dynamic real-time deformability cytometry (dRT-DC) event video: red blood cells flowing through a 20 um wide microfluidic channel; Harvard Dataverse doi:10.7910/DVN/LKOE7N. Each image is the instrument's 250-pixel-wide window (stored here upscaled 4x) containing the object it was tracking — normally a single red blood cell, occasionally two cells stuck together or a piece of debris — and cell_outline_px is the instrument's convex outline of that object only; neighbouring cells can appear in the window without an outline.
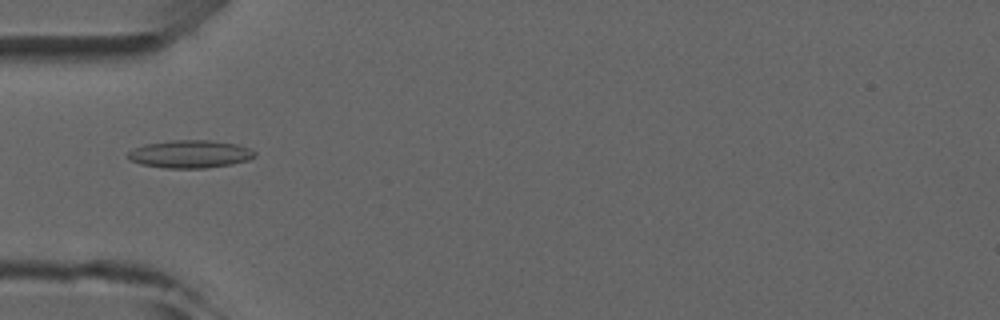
{"species": "common noctule bat (a hibernating species)", "species_latin": "Nyctalus noctula", "temperature_condition": "room temperature", "stored_images_in_passage": 5, "camera_frame_rate_fps": 3000, "um_per_image_px": 0.085, "animal": {"sex": "male", "forearm_length_mm": 52.5}, "frame": {"image": 1, "passage_image": 4, "time_ms": 3.667, "image_size_px": [1000, 320], "cell_outline_px": [[256, 156], [248, 160], [232, 164], [204, 168], [164, 168], [140, 164], [132, 160], [128, 156], [128, 152], [144, 144], [172, 140], [212, 140], [236, 144], [248, 148], [256, 152]], "centroid_in_image_um": [16.18, 13.09], "position_along_channel_um": 68.8, "area_um2": 20.46}}
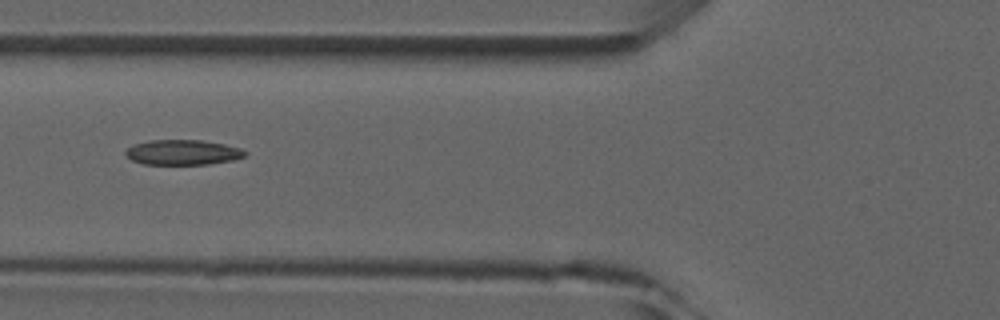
{"frame": {"image": 2, "passage_image": 5, "time_ms": 4.667, "image_size_px": [1000, 320], "cell_outline_px": [[248, 152], [244, 156], [232, 160], [208, 164], [144, 164], [132, 160], [124, 152], [128, 148], [136, 144], [148, 140], [200, 140], [224, 144], [240, 148]], "centroid_in_image_um": [15.54, 12.95], "position_along_channel_um": 110.3, "area_um2": 17.28}}